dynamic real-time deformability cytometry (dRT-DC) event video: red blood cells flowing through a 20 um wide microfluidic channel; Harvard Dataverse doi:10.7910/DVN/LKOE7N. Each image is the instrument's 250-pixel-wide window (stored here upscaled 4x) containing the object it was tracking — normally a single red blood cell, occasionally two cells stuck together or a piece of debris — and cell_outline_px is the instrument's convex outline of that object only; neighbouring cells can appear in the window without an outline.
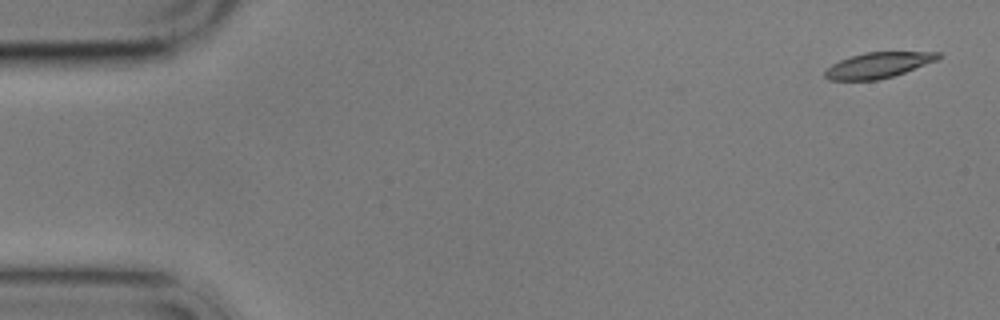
{"species": "common noctule bat (a hibernating species)", "species_latin": "Nyctalus noctula", "temperature_condition": "cold", "stored_images_in_passage": 6, "segment_of_instrument_passage": [1, 2], "camera_frame_rate_fps": 3000, "um_per_image_px": 0.085, "animal": {"sex": "male", "body_mass_g": 17.9}, "frame": {"image": 1, "passage_image": 1, "time_ms": 0.0, "image_size_px": [1000, 320], "cell_outline_px": [[940, 56], [936, 60], [904, 72], [892, 76], [876, 80], [828, 80], [824, 76], [824, 72], [832, 64], [840, 60], [864, 52], [940, 52]], "centroid_in_image_um": [74.6, 5.54], "position_along_channel_um": 10.4, "area_um2": 16.59}}